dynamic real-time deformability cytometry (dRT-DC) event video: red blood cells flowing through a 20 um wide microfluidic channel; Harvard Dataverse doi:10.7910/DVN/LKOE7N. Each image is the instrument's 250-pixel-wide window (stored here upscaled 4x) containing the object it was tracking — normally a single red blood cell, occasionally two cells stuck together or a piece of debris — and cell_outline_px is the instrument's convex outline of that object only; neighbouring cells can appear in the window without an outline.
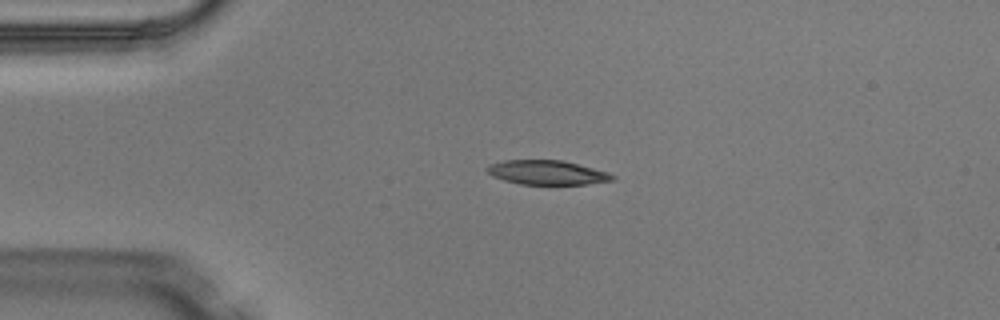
{"species": "Egyptian fruit bat (a non-hibernating species)", "species_latin": "Rousettus aegyptiacus", "temperature_condition": "warm", "stored_images_in_passage": 6, "camera_frame_rate_fps": 3000, "um_per_image_px": 0.085, "animal": {"sex": "male"}, "frame": {"image": 1, "passage_image": 3, "time_ms": 0.667, "image_size_px": [1000, 320], "cell_outline_px": [[616, 180], [588, 184], [520, 184], [504, 180], [492, 176], [484, 168], [492, 164], [504, 160], [564, 160], [608, 172], [616, 176]], "centroid_in_image_um": [46.54, 14.66], "position_along_channel_um": 38.5, "area_um2": 17.8}}
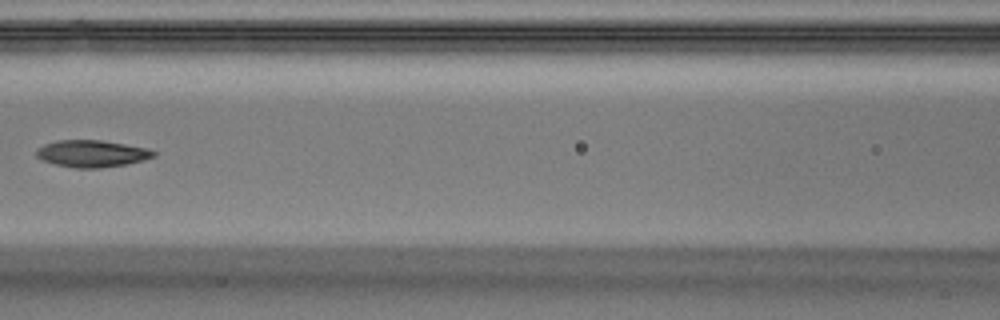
{"frame": {"image": 2, "passage_image": 6, "time_ms": 1.667, "image_size_px": [1000, 320], "cell_outline_px": [[156, 156], [144, 160], [124, 164], [100, 168], [76, 168], [56, 164], [44, 160], [36, 156], [36, 148], [44, 144], [56, 140], [100, 140], [148, 148], [156, 152]], "centroid_in_image_um": [7.81, 13.05], "position_along_channel_um": 158.8, "area_um2": 18.32}}